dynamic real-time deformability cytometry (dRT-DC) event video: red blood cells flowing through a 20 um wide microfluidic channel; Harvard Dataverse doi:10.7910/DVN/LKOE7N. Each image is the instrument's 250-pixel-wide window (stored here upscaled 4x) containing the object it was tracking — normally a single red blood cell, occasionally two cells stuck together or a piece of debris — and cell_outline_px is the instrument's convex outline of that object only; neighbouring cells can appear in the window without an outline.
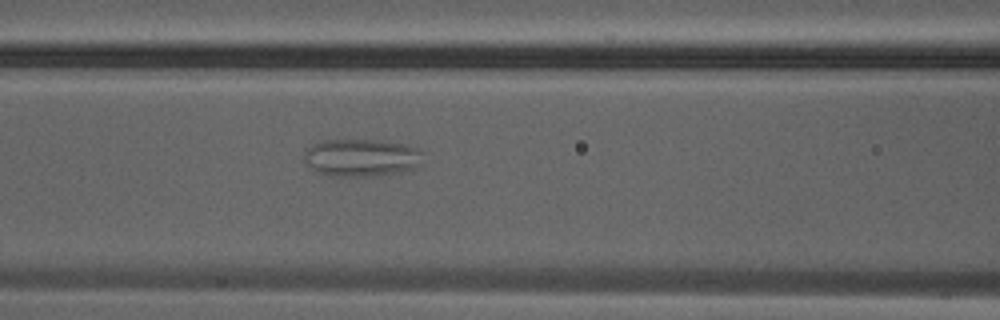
{"species": "Egyptian fruit bat (a non-hibernating species)", "species_latin": "Rousettus aegyptiacus", "temperature_condition": "warm", "stored_images_in_passage": 9, "camera_frame_rate_fps": 3000, "um_per_image_px": 0.085, "animal": {"sex": "male"}, "frame": {"image": 1, "passage_image": 6, "time_ms": 1.667, "image_size_px": [1000, 320], "cell_outline_px": [[420, 152], [416, 168], [396, 172], [368, 176], [328, 176], [312, 168], [304, 160], [304, 152], [312, 144], [324, 140], [372, 140], [408, 144], [416, 148]], "centroid_in_image_um": [30.65, 13.39], "position_along_channel_um": 135.9, "area_um2": 25.49}}